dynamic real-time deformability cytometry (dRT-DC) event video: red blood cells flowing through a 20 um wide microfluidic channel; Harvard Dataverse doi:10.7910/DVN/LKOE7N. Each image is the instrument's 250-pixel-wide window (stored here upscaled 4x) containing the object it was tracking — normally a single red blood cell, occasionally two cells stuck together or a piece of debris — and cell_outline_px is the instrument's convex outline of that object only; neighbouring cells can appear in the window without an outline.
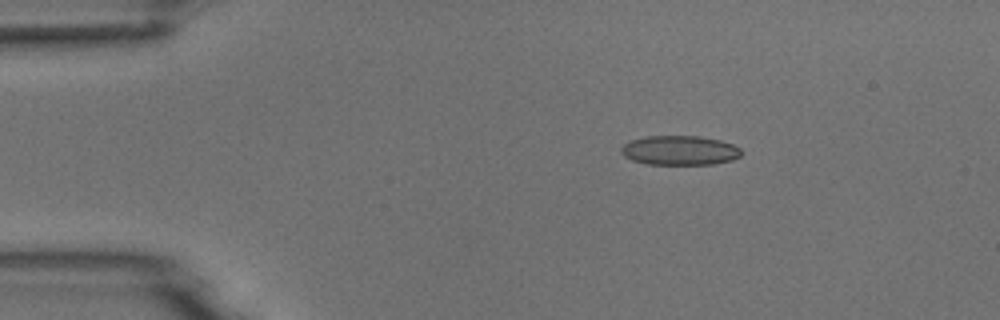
{"species": "common noctule bat (a hibernating species)", "species_latin": "Nyctalus noctula", "temperature_condition": "room temperature", "stored_images_in_passage": 5, "camera_frame_rate_fps": 3000, "um_per_image_px": 0.085, "animal": {"sex": "male", "body_mass_g": 18.8}, "frame": {"image": 1, "passage_image": 3, "time_ms": 2.333, "image_size_px": [1000, 320], "cell_outline_px": [[740, 156], [732, 160], [712, 164], [648, 164], [632, 160], [624, 156], [620, 152], [620, 148], [624, 144], [632, 140], [644, 136], [700, 136], [720, 140], [732, 144], [740, 148]], "centroid_in_image_um": [57.75, 12.78], "position_along_channel_um": 27.2, "area_um2": 20.58}}
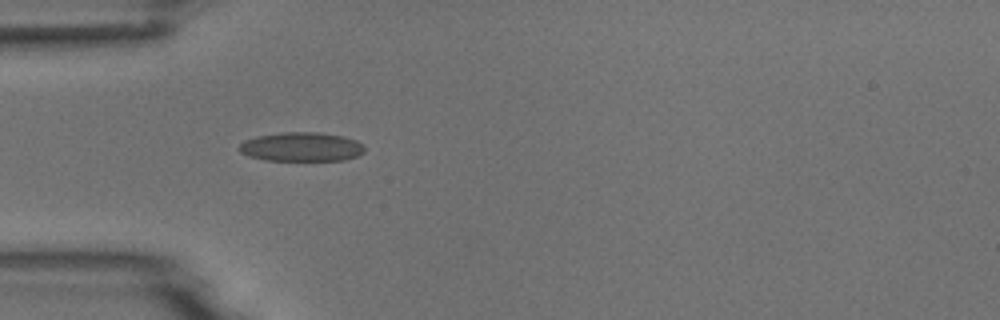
{"frame": {"image": 2, "passage_image": 5, "time_ms": 4.667, "image_size_px": [1000, 320], "cell_outline_px": [[364, 152], [356, 156], [344, 160], [264, 160], [248, 156], [240, 152], [236, 148], [244, 140], [256, 136], [284, 132], [316, 132], [344, 136], [356, 140], [364, 144]], "centroid_in_image_um": [25.6, 12.48], "position_along_channel_um": 59.4, "area_um2": 21.39}}